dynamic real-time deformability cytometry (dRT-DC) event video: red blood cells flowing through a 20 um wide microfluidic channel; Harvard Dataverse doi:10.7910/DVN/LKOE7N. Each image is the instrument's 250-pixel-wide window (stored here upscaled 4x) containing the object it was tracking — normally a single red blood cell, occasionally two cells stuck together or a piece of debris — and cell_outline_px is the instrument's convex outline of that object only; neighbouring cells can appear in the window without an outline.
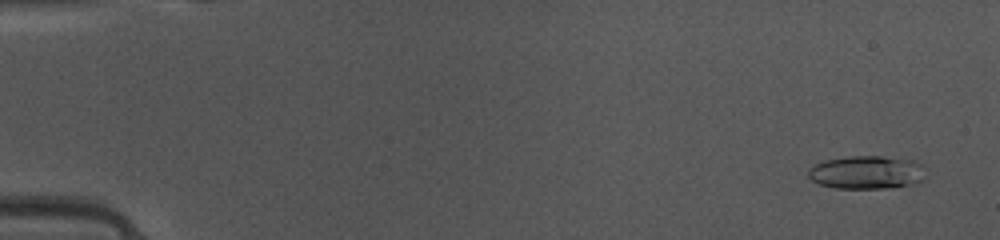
{"species": "common noctule bat (a hibernating species)", "species_latin": "Nyctalus noctula", "temperature_condition": "warm", "stored_images_in_passage": 49, "camera_frame_rate_fps": 3000, "um_per_image_px": 0.085, "animal": {"sex": "female", "body_mass_g": 10.0, "forearm_length_mm": 53.1}, "frame": {"image": 1, "passage_image": 3, "time_ms": 0.667, "image_size_px": [1000, 240], "cell_outline_px": [[924, 180], [916, 184], [884, 188], [836, 188], [820, 184], [812, 180], [808, 176], [808, 168], [824, 160], [848, 156], [880, 156], [912, 160], [924, 164]], "centroid_in_image_um": [73.69, 14.65], "position_along_channel_um": 11.3, "area_um2": 22.89}}
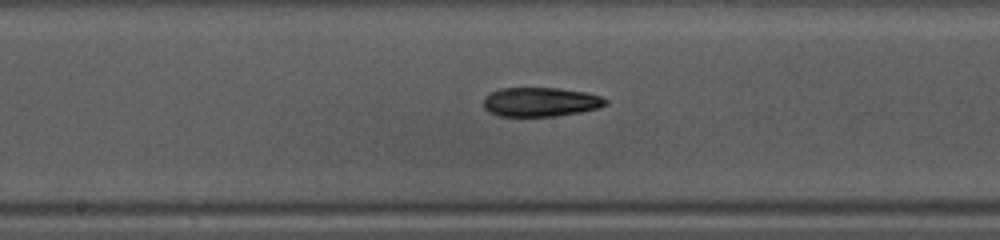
{"frame": {"image": 2, "passage_image": 26, "time_ms": 8.333, "image_size_px": [1000, 240], "cell_outline_px": [[608, 104], [596, 108], [580, 112], [556, 116], [496, 116], [488, 112], [484, 108], [484, 96], [488, 92], [500, 88], [560, 88], [588, 92], [600, 96], [608, 100]], "centroid_in_image_um": [45.91, 8.66], "position_along_channel_um": 202.3, "area_um2": 21.04}}
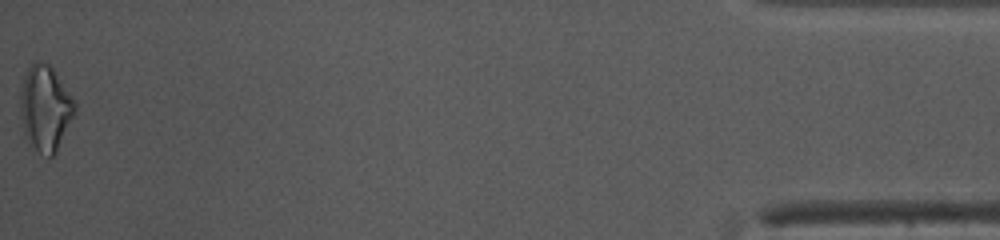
{"frame": {"image": 3, "passage_image": 49, "time_ms": 16.0, "image_size_px": [1000, 240], "cell_outline_px": [[76, 108], [56, 152], [52, 156], [48, 156], [40, 152], [24, 136], [20, 116], [20, 88], [24, 76], [28, 68], [36, 60], [48, 64], [52, 68], [76, 104]], "centroid_in_image_um": [3.8, 9.18], "position_along_channel_um": 431.4, "area_um2": 26.59}, "authors_computed_cell_mechanics": {"area_um2": 21.097, "velocity_mm_per_s": 4.1378, "shape_relaxation_time_tau1_ms": null, "shape_relaxation_time_tau2_ms": 5.3042, "deformation_change_tau1": null, "deformation_change_tau2": 0.1574}}